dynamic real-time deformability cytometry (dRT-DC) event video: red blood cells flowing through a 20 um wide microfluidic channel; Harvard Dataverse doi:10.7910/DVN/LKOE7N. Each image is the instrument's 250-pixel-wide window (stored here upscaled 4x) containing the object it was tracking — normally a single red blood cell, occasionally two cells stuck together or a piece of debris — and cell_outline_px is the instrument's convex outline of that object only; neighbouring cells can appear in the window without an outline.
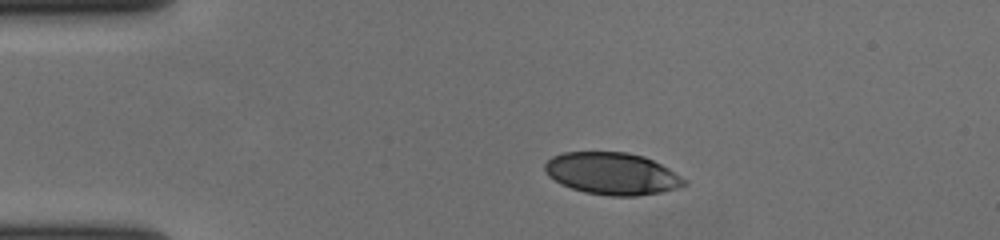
{"species": "human", "species_latin": "Homo sapiens", "temperature_condition": "cold", "stored_images_in_passage": 46, "camera_frame_rate_fps": 3000, "um_per_image_px": 0.085, "donor": {"sex": "female"}, "frame": {"image": 1, "passage_image": 1, "time_ms": 0.0, "image_size_px": [1000, 240], "cell_outline_px": [[688, 184], [676, 188], [660, 192], [636, 196], [612, 196], [584, 192], [560, 184], [548, 176], [544, 172], [544, 164], [552, 156], [564, 152], [628, 152], [644, 156], [668, 168], [688, 180]], "centroid_in_image_um": [52.02, 14.75], "position_along_channel_um": 33.0, "area_um2": 34.28}}
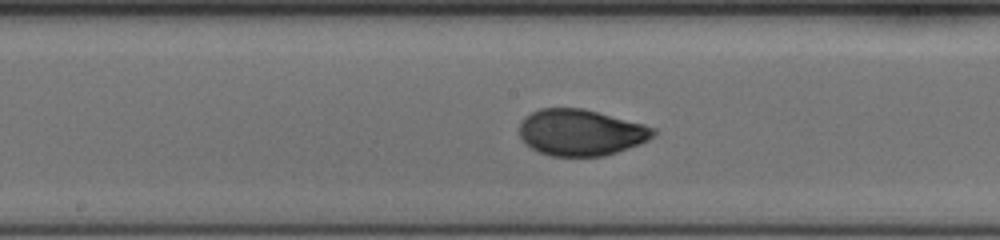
{"frame": {"image": 2, "passage_image": 19, "time_ms": 6.0, "image_size_px": [1000, 240], "cell_outline_px": [[656, 132], [648, 140], [640, 144], [604, 156], [552, 156], [540, 152], [524, 144], [520, 136], [520, 124], [524, 116], [540, 108], [584, 108], [644, 124], [656, 128]], "centroid_in_image_um": [49.36, 11.25], "position_along_channel_um": 198.8, "area_um2": 36.24}}
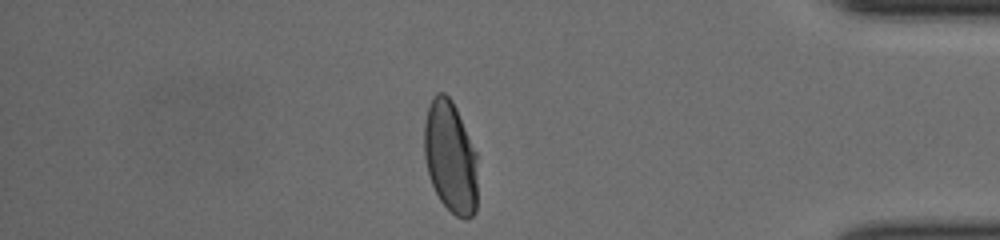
{"frame": {"image": 3, "passage_image": 38, "time_ms": 12.333, "image_size_px": [1000, 240], "cell_outline_px": [[476, 212], [468, 220], [464, 220], [456, 216], [440, 200], [428, 176], [424, 156], [424, 124], [428, 108], [432, 96], [436, 92], [444, 92], [452, 100], [456, 108], [476, 152]], "centroid_in_image_um": [38.27, 13.35], "position_along_channel_um": 396.9, "area_um2": 34.91}, "authors_computed_cell_mechanics": {"area_um2": 36.0672, "velocity_mm_per_s": 3.638, "shape_relaxation_time_tau1_ms": 4.4284, "shape_relaxation_time_tau2_ms": null, "deformation_change_tau1": 0.1611, "deformation_change_tau2": null}}